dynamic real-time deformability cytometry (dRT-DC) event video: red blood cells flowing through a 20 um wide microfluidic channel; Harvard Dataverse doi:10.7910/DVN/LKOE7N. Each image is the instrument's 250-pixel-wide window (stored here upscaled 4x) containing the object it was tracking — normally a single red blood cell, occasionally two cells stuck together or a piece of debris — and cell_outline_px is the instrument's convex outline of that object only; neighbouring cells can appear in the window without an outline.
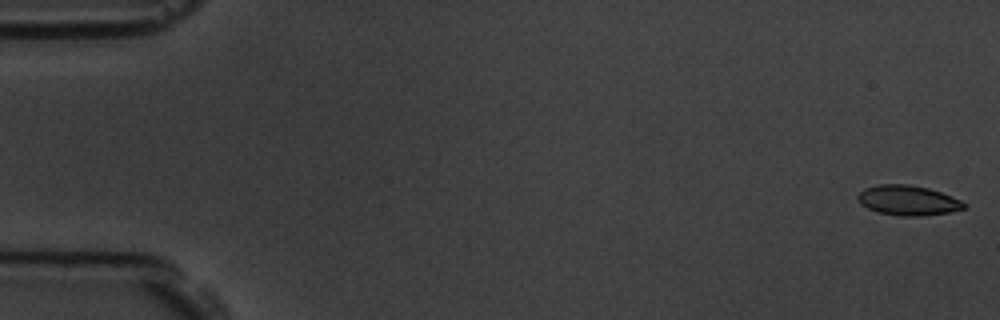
{"species": "common noctule bat (a hibernating species)", "species_latin": "Nyctalus noctula", "temperature_condition": "room temperature", "stored_images_in_passage": 56, "camera_frame_rate_fps": 3000, "um_per_image_px": 0.085, "animal": {"sex": "male", "body_mass_g": 19.5, "forearm_length_mm": 54.6}, "frame": {"image": 1, "passage_image": 1, "time_ms": 0.0, "image_size_px": [1000, 320], "cell_outline_px": [[968, 208], [948, 212], [920, 216], [900, 216], [876, 212], [860, 204], [856, 196], [864, 188], [876, 184], [908, 184], [928, 188], [940, 192], [960, 200], [968, 204]], "centroid_in_image_um": [77.16, 17.03], "position_along_channel_um": 7.8, "area_um2": 18.67}}
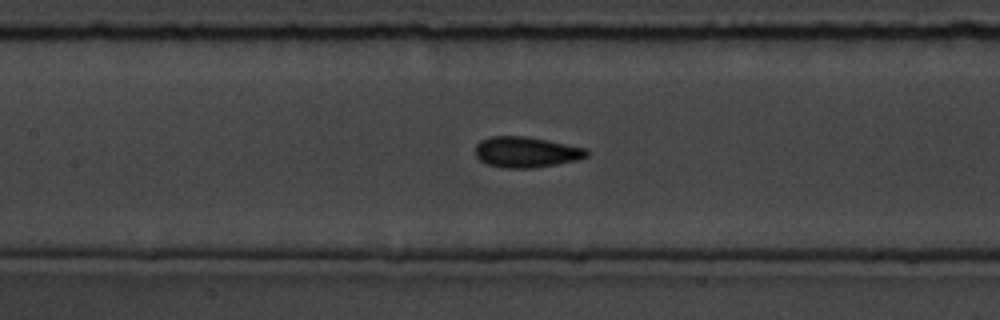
{"frame": {"image": 2, "passage_image": 26, "time_ms": 8.333, "image_size_px": [1000, 320], "cell_outline_px": [[588, 156], [576, 160], [556, 164], [532, 168], [504, 168], [488, 164], [480, 160], [476, 156], [476, 144], [480, 140], [492, 136], [524, 136], [588, 148]], "centroid_in_image_um": [44.72, 12.93], "position_along_channel_um": 162.7, "area_um2": 19.83}}
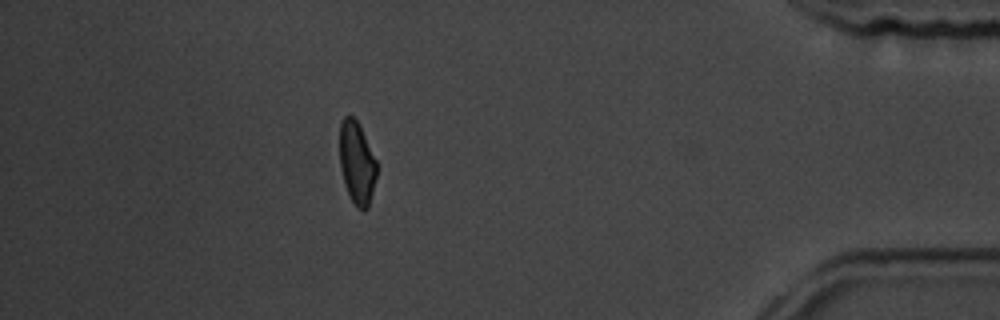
{"frame": {"image": 3, "passage_image": 50, "time_ms": 16.333, "image_size_px": [1000, 320], "cell_outline_px": [[376, 176], [368, 208], [356, 208], [344, 184], [340, 168], [340, 124], [344, 116], [352, 116], [360, 124], [376, 160]], "centroid_in_image_um": [30.32, 13.81], "position_along_channel_um": 404.9, "area_um2": 17.69}}